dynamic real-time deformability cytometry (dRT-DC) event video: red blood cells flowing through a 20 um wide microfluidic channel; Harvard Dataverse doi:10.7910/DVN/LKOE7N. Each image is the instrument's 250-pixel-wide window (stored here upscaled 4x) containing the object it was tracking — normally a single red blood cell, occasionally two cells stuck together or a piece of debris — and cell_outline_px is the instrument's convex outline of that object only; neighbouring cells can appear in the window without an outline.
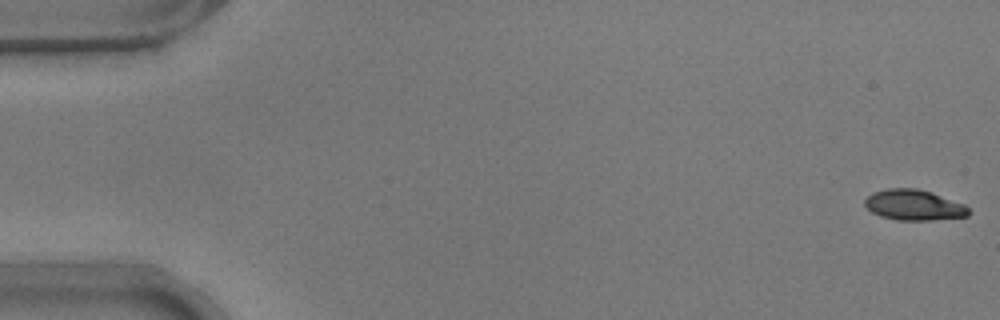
{"species": "common noctule bat (a hibernating species)", "species_latin": "Nyctalus noctula", "temperature_condition": "warm", "stored_images_in_passage": 54, "camera_frame_rate_fps": 3000, "um_per_image_px": 0.085, "animal": {"sex": "male", "body_mass_g": 17.9}, "frame": {"image": 1, "passage_image": 1, "time_ms": 0.0, "image_size_px": [1000, 320], "cell_outline_px": [[972, 212], [968, 216], [932, 220], [896, 220], [880, 216], [872, 212], [864, 204], [864, 200], [872, 192], [888, 188], [916, 188], [932, 192], [964, 204]], "centroid_in_image_um": [77.68, 17.42], "position_along_channel_um": 7.3, "area_um2": 18.61}}
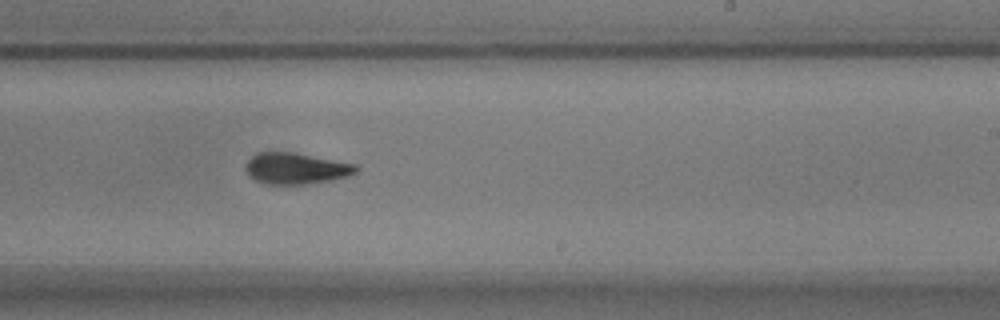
{"frame": {"image": 2, "passage_image": 33, "time_ms": 10.667, "image_size_px": [1000, 320], "cell_outline_px": [[360, 168], [356, 172], [348, 176], [332, 180], [304, 184], [264, 184], [248, 176], [244, 168], [244, 164], [256, 152], [292, 152], [356, 164]], "centroid_in_image_um": [25.12, 14.32], "position_along_channel_um": 263.9, "area_um2": 20.23}}
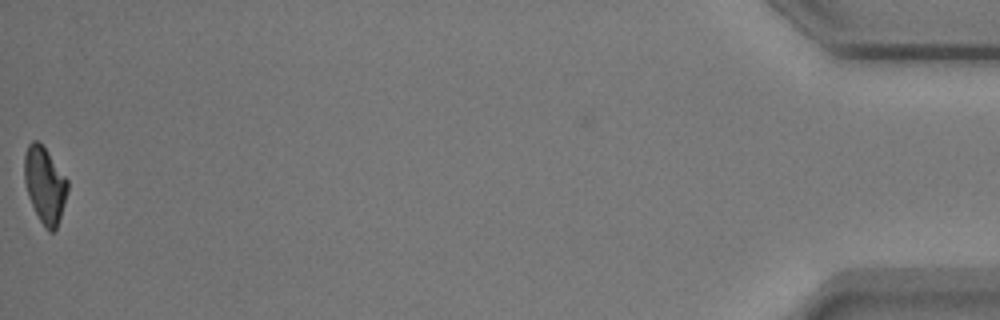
{"frame": {"image": 3, "passage_image": 54, "time_ms": 17.667, "image_size_px": [1000, 320], "cell_outline_px": [[68, 192], [56, 228], [52, 232], [48, 232], [40, 220], [28, 196], [24, 180], [24, 156], [28, 144], [32, 140], [36, 140], [48, 152], [68, 180]], "centroid_in_image_um": [3.8, 15.71], "position_along_channel_um": 431.4, "area_um2": 18.96}, "authors_computed_cell_mechanics": {"area_um2": 20.23, "velocity_mm_per_s": 3.7746, "shape_relaxation_time_tau1_ms": 3.8634, "shape_relaxation_time_tau2_ms": 3.6478, "deformation_change_tau1": 0.1603, "deformation_change_tau2": 0.1031}}